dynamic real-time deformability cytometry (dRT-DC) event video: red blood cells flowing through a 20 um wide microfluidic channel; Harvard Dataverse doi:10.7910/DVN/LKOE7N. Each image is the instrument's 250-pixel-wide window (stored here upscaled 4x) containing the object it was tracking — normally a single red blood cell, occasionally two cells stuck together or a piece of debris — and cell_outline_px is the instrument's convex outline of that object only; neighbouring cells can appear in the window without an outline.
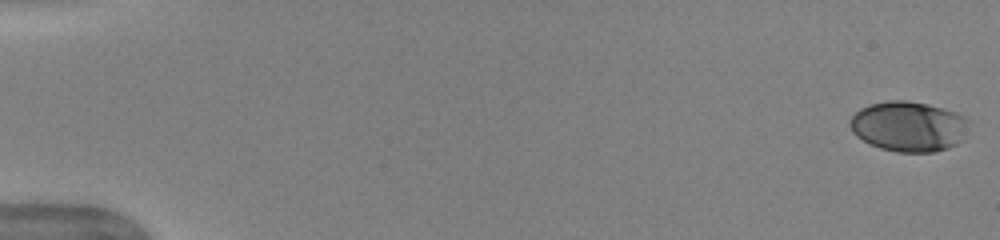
{"species": "human", "species_latin": "Homo sapiens", "temperature_condition": "warm", "stored_images_in_passage": 50, "camera_frame_rate_fps": 3000, "um_per_image_px": 0.085, "donor": {"sex": "female"}, "frame": {"image": 1, "passage_image": 1, "time_ms": 0.0, "image_size_px": [1000, 240], "cell_outline_px": [[972, 120], [964, 140], [948, 148], [932, 152], [896, 152], [880, 148], [856, 136], [852, 132], [848, 124], [852, 116], [860, 108], [868, 104], [888, 100], [904, 100], [928, 104], [944, 108], [956, 112]], "centroid_in_image_um": [77.27, 10.73], "position_along_channel_um": 7.7, "area_um2": 35.32}}
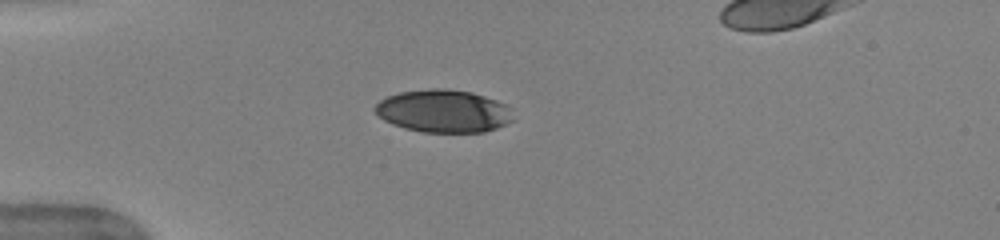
{"frame": {"image": 2, "passage_image": 15, "time_ms": 4.667, "image_size_px": [1000, 240], "cell_outline_px": [[512, 120], [496, 128], [484, 132], [424, 132], [404, 128], [392, 124], [384, 120], [372, 108], [380, 100], [388, 96], [400, 92], [432, 88], [448, 88], [472, 92], [496, 100], [512, 108]], "centroid_in_image_um": [37.69, 9.43], "position_along_channel_um": 47.3, "area_um2": 34.39}}
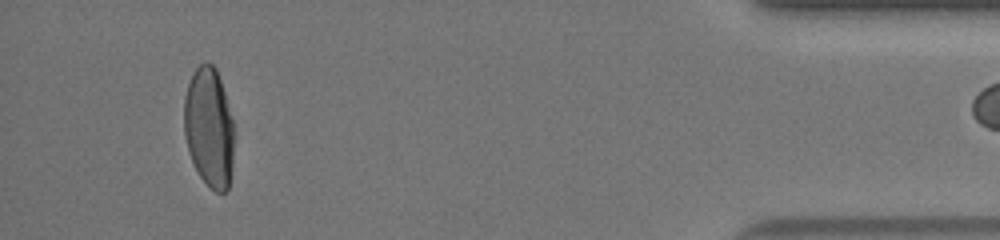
{"frame": {"image": 3, "passage_image": 49, "time_ms": 16.0, "image_size_px": [1000, 240], "cell_outline_px": [[232, 168], [228, 188], [224, 192], [216, 192], [200, 176], [192, 160], [184, 136], [184, 96], [188, 84], [196, 68], [200, 64], [212, 64], [216, 68], [224, 92], [232, 120]], "centroid_in_image_um": [17.75, 10.83], "position_along_channel_um": 417.4, "area_um2": 34.16}}